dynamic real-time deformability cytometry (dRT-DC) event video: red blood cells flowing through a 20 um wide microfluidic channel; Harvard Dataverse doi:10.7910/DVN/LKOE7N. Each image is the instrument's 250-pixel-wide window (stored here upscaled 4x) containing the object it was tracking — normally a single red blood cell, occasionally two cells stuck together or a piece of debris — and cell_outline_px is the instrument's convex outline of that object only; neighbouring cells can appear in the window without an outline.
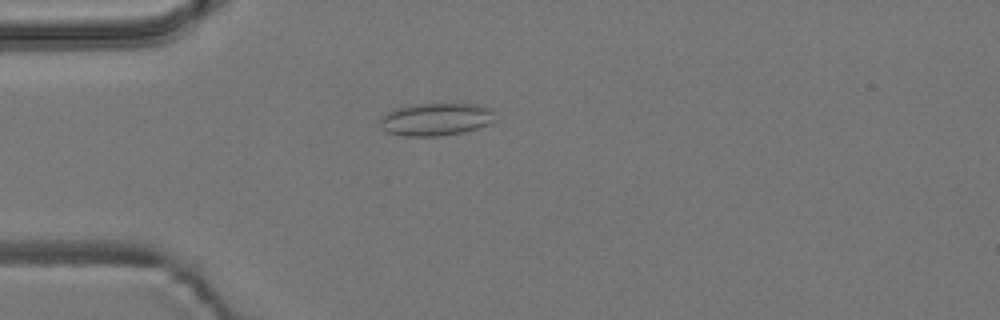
{"species": "common noctule bat (a hibernating species)", "species_latin": "Nyctalus noctula", "temperature_condition": "room temperature", "stored_images_in_passage": 4, "camera_frame_rate_fps": 3000, "um_per_image_px": 0.085, "animal": {"sex": "male", "body_mass_g": 19.2, "forearm_length_mm": 51.8}, "frame": {"image": 1, "passage_image": 4, "time_ms": 1.0, "image_size_px": [1000, 320], "cell_outline_px": [[496, 120], [488, 124], [476, 128], [460, 132], [440, 136], [404, 136], [388, 132], [380, 124], [380, 120], [388, 112], [396, 108], [416, 104], [476, 104], [492, 108]], "centroid_in_image_um": [37.09, 10.13], "position_along_channel_um": 47.9, "area_um2": 21.62}}